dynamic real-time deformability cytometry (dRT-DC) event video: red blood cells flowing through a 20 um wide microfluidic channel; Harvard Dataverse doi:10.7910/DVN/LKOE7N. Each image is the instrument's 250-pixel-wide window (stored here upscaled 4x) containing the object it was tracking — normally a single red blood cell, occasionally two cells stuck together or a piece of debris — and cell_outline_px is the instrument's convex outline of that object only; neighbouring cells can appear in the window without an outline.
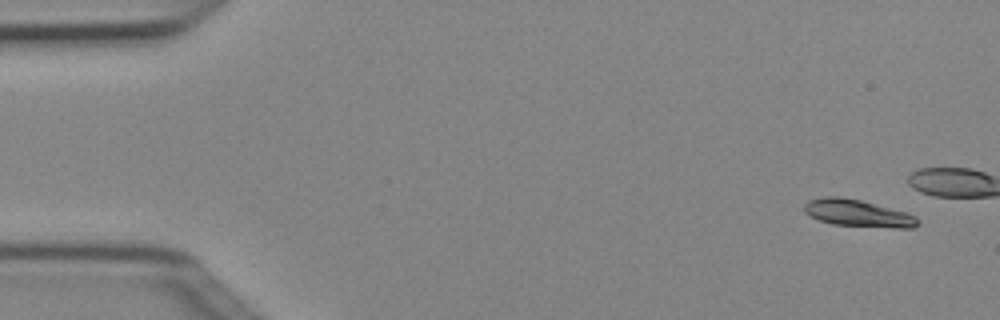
{"species": "Egyptian fruit bat (a non-hibernating species)", "species_latin": "Rousettus aegyptiacus", "temperature_condition": "cold", "stored_images_in_passage": 5, "camera_frame_rate_fps": 3000, "um_per_image_px": 0.085, "animal": {"sex": "female"}, "frame": {"image": 1, "passage_image": 1, "time_ms": 0.0, "image_size_px": [1000, 320], "cell_outline_px": [[920, 220], [912, 228], [896, 228], [832, 224], [820, 220], [804, 212], [804, 204], [808, 200], [824, 196], [836, 196], [860, 200], [908, 212], [916, 216]], "centroid_in_image_um": [72.93, 18.12], "position_along_channel_um": 12.1, "area_um2": 17.86}}